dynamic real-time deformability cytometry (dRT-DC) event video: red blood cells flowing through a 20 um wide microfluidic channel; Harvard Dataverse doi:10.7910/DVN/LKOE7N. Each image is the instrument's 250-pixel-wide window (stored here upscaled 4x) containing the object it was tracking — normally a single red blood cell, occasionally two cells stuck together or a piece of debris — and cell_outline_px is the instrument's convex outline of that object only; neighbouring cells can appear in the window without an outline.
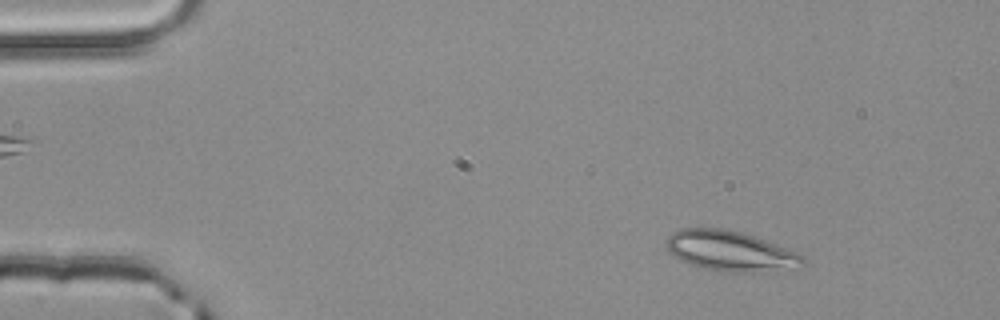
{"species": "common noctule bat (a hibernating species)", "species_latin": "Nyctalus noctula", "temperature_condition": "room temperature", "stored_images_in_passage": 2, "camera_frame_rate_fps": 3000, "um_per_image_px": 0.085, "animal": {"sex": "male", "body_mass_g": 20.4}, "frame": {"image": 1, "passage_image": 1, "time_ms": 0.0, "image_size_px": [1000, 320], "cell_outline_px": [[804, 264], [768, 272], [740, 272], [704, 268], [680, 260], [668, 252], [664, 244], [668, 236], [672, 232], [680, 228], [724, 228], [740, 232], [776, 244], [796, 252], [804, 256]], "centroid_in_image_um": [62.01, 21.32], "position_along_channel_um": 23.0, "area_um2": 31.62}}